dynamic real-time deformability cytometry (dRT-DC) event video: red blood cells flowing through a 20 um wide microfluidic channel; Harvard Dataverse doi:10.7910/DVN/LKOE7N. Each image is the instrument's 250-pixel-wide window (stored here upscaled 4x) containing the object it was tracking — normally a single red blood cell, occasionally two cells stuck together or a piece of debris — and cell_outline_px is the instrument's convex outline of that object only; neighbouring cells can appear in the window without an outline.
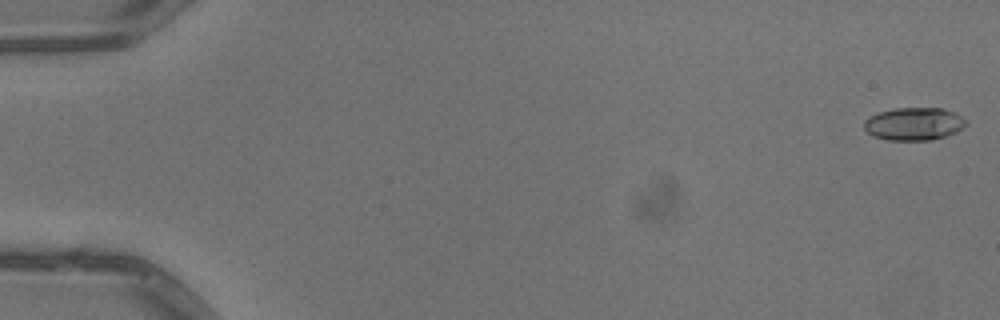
{"species": "common noctule bat (a hibernating species)", "species_latin": "Nyctalus noctula", "temperature_condition": "warm", "stored_images_in_passage": 52, "camera_frame_rate_fps": 3000, "um_per_image_px": 0.085, "animal": {"sex": "male", "body_mass_g": 13.3}, "frame": {"image": 1, "passage_image": 1, "time_ms": 0.0, "image_size_px": [1000, 320], "cell_outline_px": [[968, 124], [964, 128], [956, 132], [932, 140], [888, 140], [872, 136], [864, 128], [864, 120], [880, 112], [896, 108], [944, 108], [968, 120]], "centroid_in_image_um": [77.71, 10.53], "position_along_channel_um": 7.3, "area_um2": 19.48}}
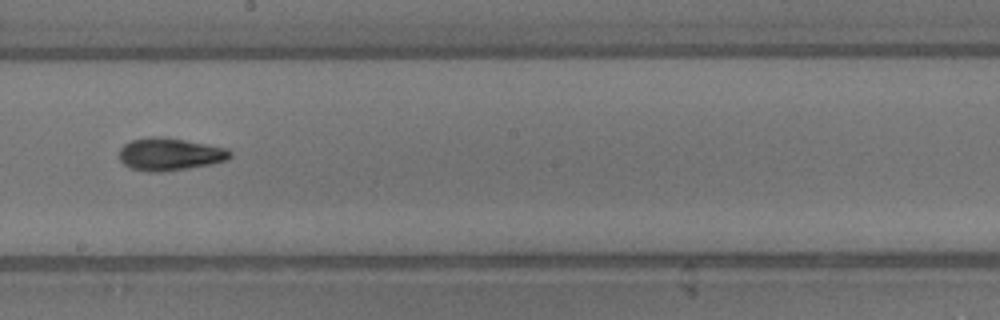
{"frame": {"image": 2, "passage_image": 30, "time_ms": 9.667, "image_size_px": [1000, 320], "cell_outline_px": [[232, 156], [228, 160], [212, 164], [188, 168], [156, 172], [148, 172], [132, 168], [124, 164], [120, 160], [120, 148], [124, 144], [132, 140], [152, 136], [160, 136], [184, 140], [228, 148], [232, 152]], "centroid_in_image_um": [14.46, 13.1], "position_along_channel_um": 233.7, "area_um2": 20.98}}
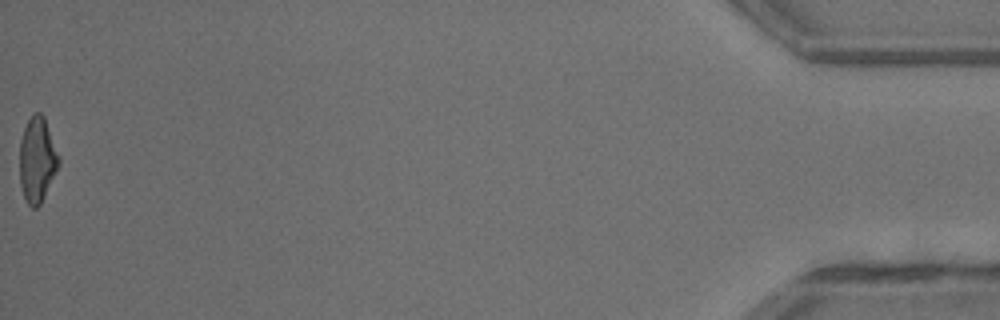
{"frame": {"image": 3, "passage_image": 52, "time_ms": 17.0, "image_size_px": [1000, 320], "cell_outline_px": [[60, 164], [40, 204], [36, 208], [32, 208], [28, 204], [24, 196], [20, 184], [20, 140], [24, 128], [32, 112], [40, 112], [44, 116], [60, 156]], "centroid_in_image_um": [3.17, 13.54], "position_along_channel_um": 432.0, "area_um2": 19.48}, "authors_computed_cell_mechanics": {"area_um2": 19.6231, "velocity_mm_per_s": 4.0864, "shape_relaxation_time_tau1_ms": 4.3143, "shape_relaxation_time_tau2_ms": 3.7492, "deformation_change_tau1": 0.1775, "deformation_change_tau2": 0.1172}}